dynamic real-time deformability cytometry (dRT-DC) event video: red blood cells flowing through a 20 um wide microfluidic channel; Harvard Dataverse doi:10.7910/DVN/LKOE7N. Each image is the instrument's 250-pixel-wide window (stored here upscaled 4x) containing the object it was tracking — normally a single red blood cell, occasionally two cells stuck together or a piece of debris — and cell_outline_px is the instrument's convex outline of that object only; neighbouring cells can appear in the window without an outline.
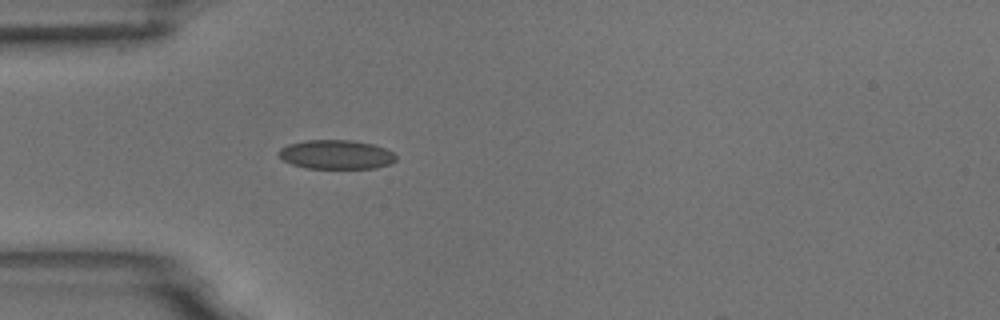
{"species": "common noctule bat (a hibernating species)", "species_latin": "Nyctalus noctula", "temperature_condition": "room temperature", "stored_images_in_passage": 3, "camera_frame_rate_fps": 3000, "um_per_image_px": 0.085, "animal": {"sex": "male", "body_mass_g": 18.8}, "frame": {"image": 1, "passage_image": 3, "time_ms": 0.667, "image_size_px": [1000, 320], "cell_outline_px": [[396, 160], [392, 164], [376, 168], [304, 168], [292, 164], [284, 160], [276, 152], [280, 148], [288, 144], [304, 140], [352, 140], [372, 144], [384, 148], [392, 152], [396, 156]], "centroid_in_image_um": [28.57, 13.13], "position_along_channel_um": 56.4, "area_um2": 20.0}}